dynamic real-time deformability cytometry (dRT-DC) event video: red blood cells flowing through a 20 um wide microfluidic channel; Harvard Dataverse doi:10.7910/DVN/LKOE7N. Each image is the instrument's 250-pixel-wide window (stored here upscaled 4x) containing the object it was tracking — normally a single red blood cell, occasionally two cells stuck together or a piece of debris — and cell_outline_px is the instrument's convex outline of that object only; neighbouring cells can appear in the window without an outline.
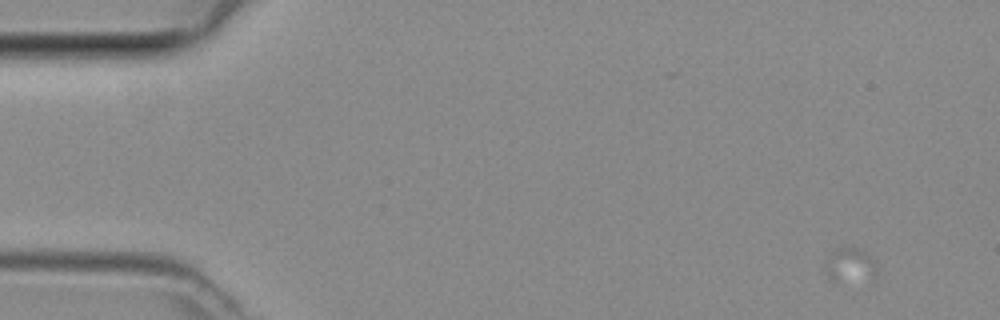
{"species": "common noctule bat (a hibernating species)", "species_latin": "Nyctalus noctula", "temperature_condition": "room temperature", "stored_images_in_passage": 10, "camera_frame_rate_fps": 3000, "um_per_image_px": 0.085, "animal": {"sex": "female", "body_mass_g": 29.2, "forearm_length_mm": 56.3}, "frame": {"image": 1, "passage_image": 1, "time_ms": 0.0, "image_size_px": [1000, 320], "cell_outline_px": [[880, 272], [872, 284], [828, 280], [824, 264], [828, 256], [840, 248], [860, 248], [872, 256], [876, 260]], "centroid_in_image_um": [72.4, 22.64], "position_along_channel_um": 12.6, "area_um2": 11.39}}